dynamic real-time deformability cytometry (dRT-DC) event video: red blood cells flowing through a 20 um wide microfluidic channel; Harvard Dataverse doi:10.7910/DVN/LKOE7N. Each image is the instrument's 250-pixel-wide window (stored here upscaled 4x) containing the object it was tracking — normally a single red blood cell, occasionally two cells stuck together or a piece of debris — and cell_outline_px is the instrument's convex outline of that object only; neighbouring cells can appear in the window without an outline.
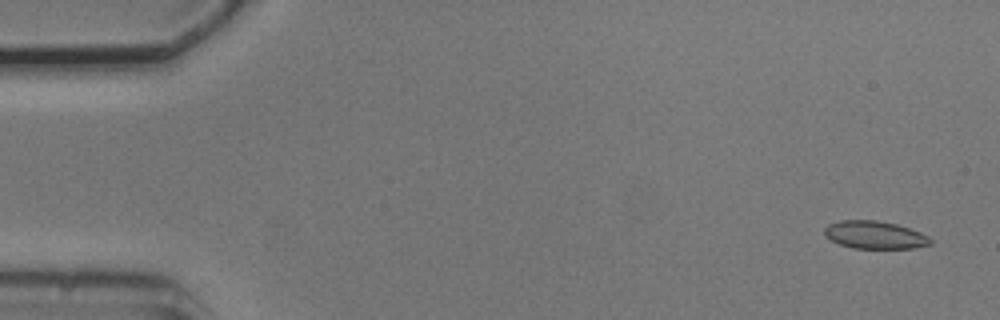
{"species": "common noctule bat (a hibernating species)", "species_latin": "Nyctalus noctula", "temperature_condition": "cold", "stored_images_in_passage": 54, "camera_frame_rate_fps": 3000, "um_per_image_px": 0.085, "animal": {"sex": "male", "body_mass_g": 20.5, "forearm_length_mm": 52.5}, "frame": {"image": 1, "passage_image": 3, "time_ms": 0.667, "image_size_px": [1000, 320], "cell_outline_px": [[932, 244], [916, 248], [852, 248], [840, 244], [824, 236], [824, 228], [828, 224], [840, 220], [876, 220], [896, 224], [920, 232], [928, 236], [932, 240]], "centroid_in_image_um": [74.35, 19.97], "position_along_channel_um": 10.7, "area_um2": 17.17}}
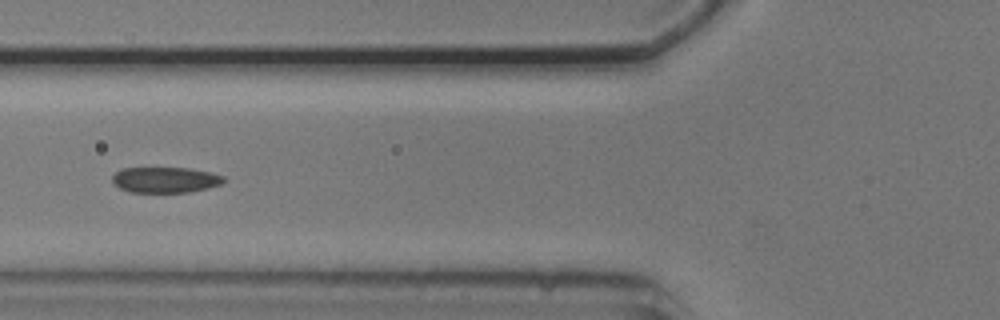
{"frame": {"image": 2, "passage_image": 21, "time_ms": 6.667, "image_size_px": [1000, 320], "cell_outline_px": [[224, 180], [220, 184], [208, 188], [188, 192], [128, 192], [112, 184], [112, 176], [116, 172], [124, 168], [188, 168], [208, 172], [224, 176]], "centroid_in_image_um": [14.0, 15.29], "position_along_channel_um": 111.8, "area_um2": 16.59}}
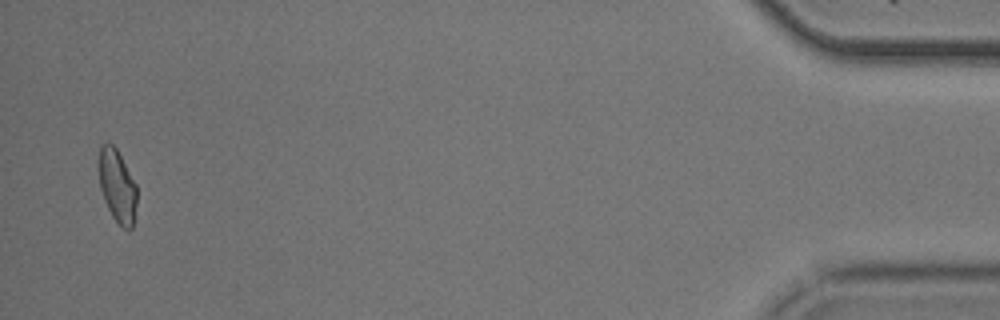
{"frame": {"image": 3, "passage_image": 53, "time_ms": 17.333, "image_size_px": [1000, 320], "cell_outline_px": [[136, 204], [132, 228], [124, 228], [112, 216], [104, 200], [100, 188], [100, 148], [104, 144], [112, 144], [116, 148], [136, 184]], "centroid_in_image_um": [9.98, 15.83], "position_along_channel_um": 425.2, "area_um2": 15.55}, "authors_computed_cell_mechanics": {"area_um2": 17.1955, "velocity_mm_per_s": 3.7438, "shape_relaxation_time_tau1_ms": 3.5486, "shape_relaxation_time_tau2_ms": 1.9555, "deformation_change_tau1": 0.1001, "deformation_change_tau2": 0.0757}}